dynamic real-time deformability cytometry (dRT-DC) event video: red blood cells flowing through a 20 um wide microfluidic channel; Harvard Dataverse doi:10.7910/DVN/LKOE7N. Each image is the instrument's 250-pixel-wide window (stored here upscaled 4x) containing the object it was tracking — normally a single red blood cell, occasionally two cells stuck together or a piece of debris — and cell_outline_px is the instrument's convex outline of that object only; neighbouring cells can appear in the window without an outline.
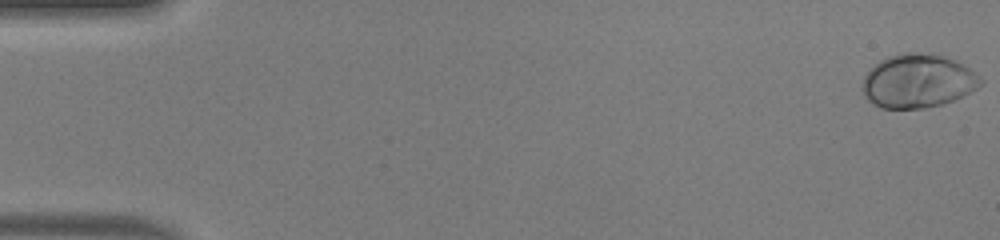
{"species": "human", "species_latin": "Homo sapiens", "temperature_condition": "warm", "stored_images_in_passage": 50, "camera_frame_rate_fps": 3000, "um_per_image_px": 0.085, "donor": {"sex": "male"}, "frame": {"image": 1, "passage_image": 1, "time_ms": 0.0, "image_size_px": [1000, 240], "cell_outline_px": [[984, 84], [952, 100], [940, 104], [920, 108], [880, 108], [868, 100], [864, 96], [864, 76], [880, 60], [888, 56], [904, 52], [912, 52], [940, 56], [952, 60], [976, 72], [984, 80]], "centroid_in_image_um": [78.01, 6.89], "position_along_channel_um": 7.0, "area_um2": 36.24}}
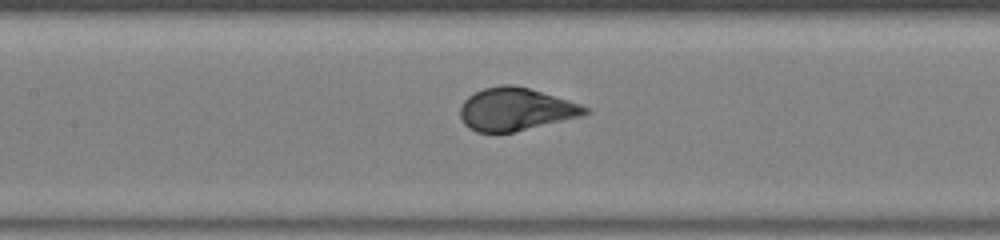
{"frame": {"image": 2, "passage_image": 24, "time_ms": 7.667, "image_size_px": [1000, 240], "cell_outline_px": [[592, 112], [584, 116], [512, 132], [476, 132], [468, 128], [464, 124], [460, 116], [460, 108], [464, 100], [468, 96], [484, 88], [500, 84], [512, 84], [528, 88], [568, 100], [592, 108]], "centroid_in_image_um": [43.85, 9.29], "position_along_channel_um": 163.5, "area_um2": 31.21}}
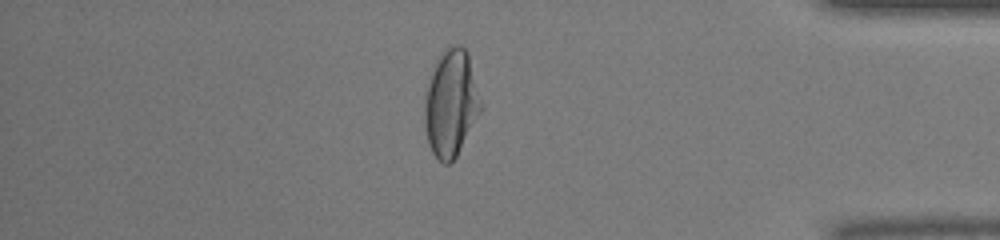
{"frame": {"image": 3, "passage_image": 43, "time_ms": 14.0, "image_size_px": [1000, 240], "cell_outline_px": [[484, 108], [456, 156], [448, 164], [444, 164], [432, 152], [428, 144], [424, 124], [424, 96], [428, 80], [436, 60], [448, 44], [460, 44], [468, 52]], "centroid_in_image_um": [38.34, 8.74], "position_along_channel_um": 396.9, "area_um2": 35.6}, "authors_computed_cell_mechanics": {"area_um2": 32.9171, "velocity_mm_per_s": 4.1724, "shape_relaxation_time_tau1_ms": 2.6305, "shape_relaxation_time_tau2_ms": null, "deformation_change_tau1": 0.189, "deformation_change_tau2": null}}